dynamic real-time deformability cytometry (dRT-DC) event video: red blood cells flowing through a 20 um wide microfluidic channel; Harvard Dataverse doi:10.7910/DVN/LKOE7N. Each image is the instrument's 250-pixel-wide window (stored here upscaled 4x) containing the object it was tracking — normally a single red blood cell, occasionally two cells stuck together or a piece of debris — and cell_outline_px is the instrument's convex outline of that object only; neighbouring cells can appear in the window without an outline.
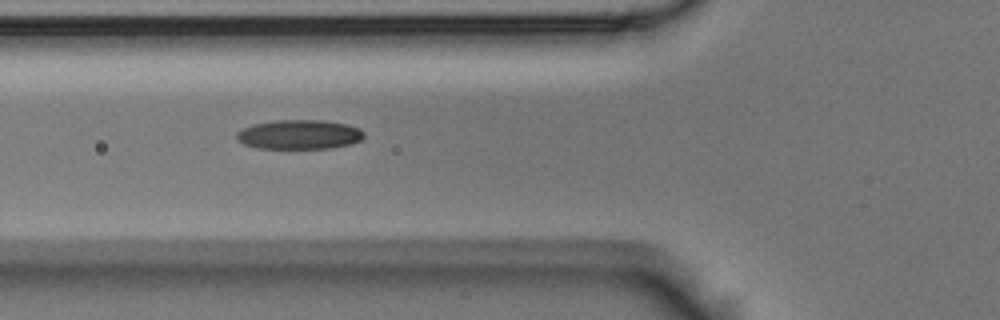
{"species": "Egyptian fruit bat (a non-hibernating species)", "species_latin": "Rousettus aegyptiacus", "temperature_condition": "room temperature", "stored_images_in_passage": 4, "camera_frame_rate_fps": 3000, "um_per_image_px": 0.085, "animal": {"sex": "male"}, "frame": {"image": 1, "passage_image": 3, "time_ms": 0.667, "image_size_px": [1000, 320], "cell_outline_px": [[364, 136], [360, 140], [352, 144], [332, 148], [256, 148], [244, 144], [236, 140], [236, 132], [252, 124], [276, 120], [324, 120], [348, 124], [360, 128], [364, 132]], "centroid_in_image_um": [25.45, 11.43], "position_along_channel_um": 100.4, "area_um2": 22.02}}
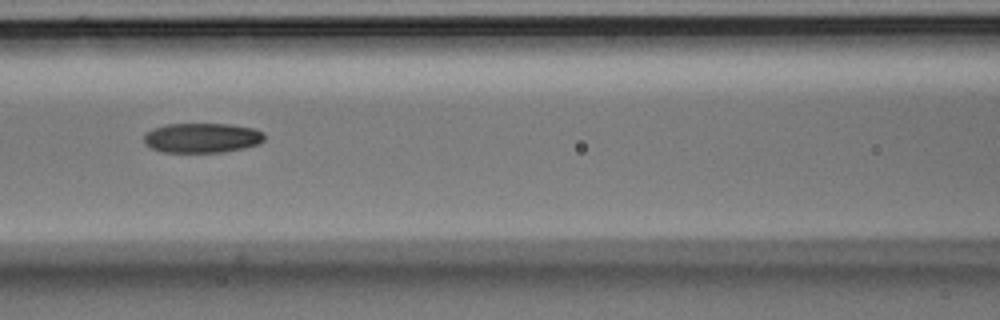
{"frame": {"image": 2, "passage_image": 4, "time_ms": 1.0, "image_size_px": [1000, 320], "cell_outline_px": [[264, 140], [260, 144], [244, 148], [224, 152], [160, 152], [144, 144], [144, 136], [152, 128], [168, 124], [232, 124], [252, 128], [264, 132]], "centroid_in_image_um": [17.18, 11.72], "position_along_channel_um": 149.4, "area_um2": 21.04}}